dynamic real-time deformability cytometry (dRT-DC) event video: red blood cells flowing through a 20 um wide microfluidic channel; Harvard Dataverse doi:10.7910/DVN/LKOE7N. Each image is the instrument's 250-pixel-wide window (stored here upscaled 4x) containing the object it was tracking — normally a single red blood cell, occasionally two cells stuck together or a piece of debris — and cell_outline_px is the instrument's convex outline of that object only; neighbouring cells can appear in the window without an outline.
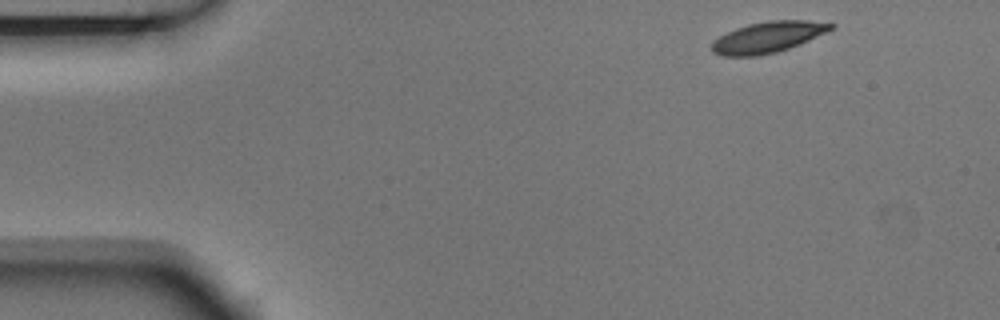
{"species": "Egyptian fruit bat (a non-hibernating species)", "species_latin": "Rousettus aegyptiacus", "temperature_condition": "room temperature", "stored_images_in_passage": 4, "camera_frame_rate_fps": 3000, "um_per_image_px": 0.085, "animal": {"sex": "male"}, "frame": {"image": 1, "passage_image": 1, "time_ms": 0.0, "image_size_px": [1000, 320], "cell_outline_px": [[836, 24], [832, 28], [800, 44], [776, 52], [756, 56], [720, 56], [712, 52], [712, 40], [736, 28], [748, 24], [768, 20], [808, 20]], "centroid_in_image_um": [65.22, 3.16], "position_along_channel_um": 19.8, "area_um2": 21.33}}
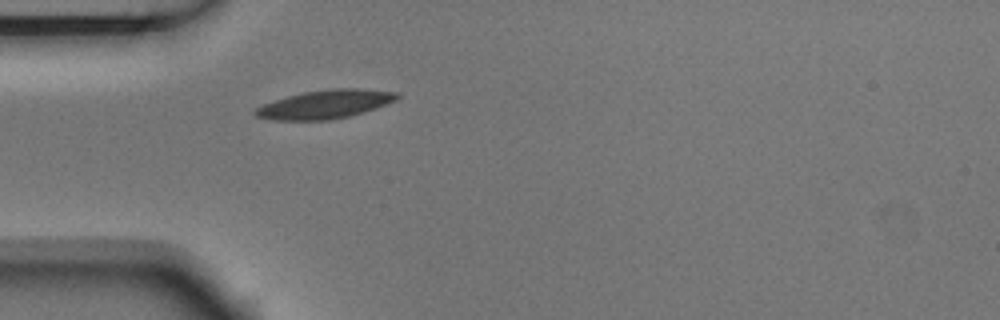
{"frame": {"image": 2, "passage_image": 4, "time_ms": 1.0, "image_size_px": [1000, 320], "cell_outline_px": [[400, 96], [396, 100], [376, 108], [348, 116], [332, 120], [272, 120], [256, 116], [252, 112], [256, 108], [264, 104], [288, 96], [304, 92], [328, 88], [360, 88], [396, 92]], "centroid_in_image_um": [27.64, 8.86], "position_along_channel_um": 57.4, "area_um2": 23.52}}